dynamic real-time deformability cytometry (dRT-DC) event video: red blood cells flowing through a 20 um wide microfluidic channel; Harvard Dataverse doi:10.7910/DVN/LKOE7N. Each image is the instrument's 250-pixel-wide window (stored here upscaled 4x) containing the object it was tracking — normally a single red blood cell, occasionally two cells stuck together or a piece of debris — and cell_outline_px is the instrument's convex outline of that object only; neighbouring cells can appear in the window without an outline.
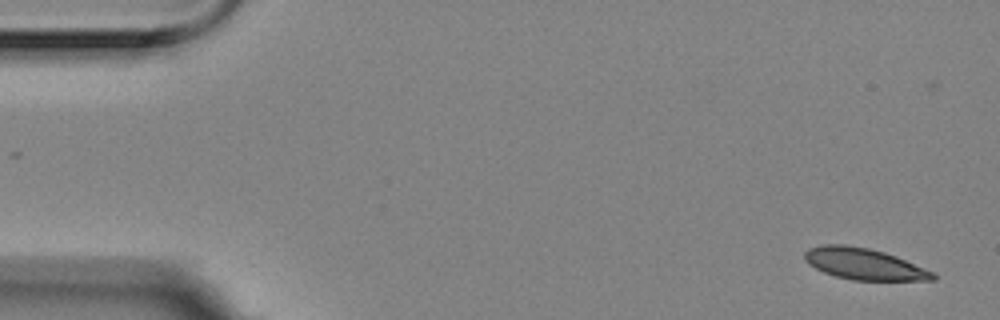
{"species": "Egyptian fruit bat (a non-hibernating species)", "species_latin": "Rousettus aegyptiacus", "temperature_condition": "room temperature", "stored_images_in_passage": 6, "camera_frame_rate_fps": 3000, "um_per_image_px": 0.085, "animal": {"sex": "female"}, "frame": {"image": 1, "passage_image": 1, "time_ms": 0.0, "image_size_px": [1000, 320], "cell_outline_px": [[936, 280], [852, 280], [836, 276], [824, 272], [808, 264], [804, 260], [804, 252], [808, 248], [824, 244], [844, 244], [868, 248], [884, 252], [896, 256], [932, 272], [936, 276]], "centroid_in_image_um": [73.39, 22.43], "position_along_channel_um": 11.6, "area_um2": 23.29}}
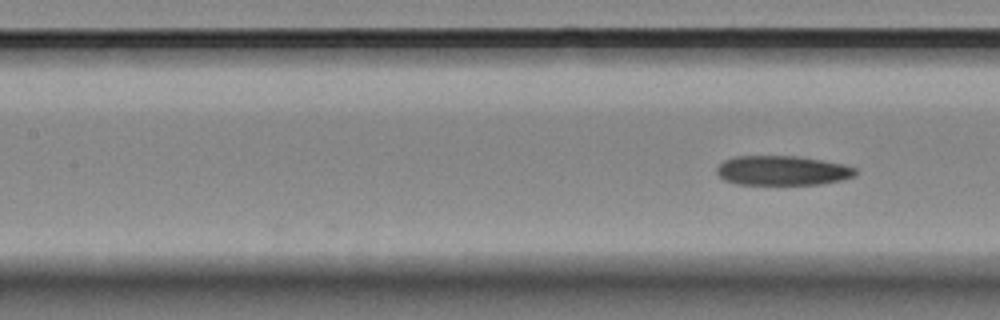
{"frame": {"image": 2, "passage_image": 6, "time_ms": 1.667, "image_size_px": [1000, 320], "cell_outline_px": [[856, 176], [844, 180], [820, 184], [736, 184], [724, 180], [716, 172], [716, 168], [724, 160], [736, 156], [800, 156], [844, 164], [856, 168]], "centroid_in_image_um": [66.53, 14.49], "position_along_channel_um": 140.9, "area_um2": 24.04}}